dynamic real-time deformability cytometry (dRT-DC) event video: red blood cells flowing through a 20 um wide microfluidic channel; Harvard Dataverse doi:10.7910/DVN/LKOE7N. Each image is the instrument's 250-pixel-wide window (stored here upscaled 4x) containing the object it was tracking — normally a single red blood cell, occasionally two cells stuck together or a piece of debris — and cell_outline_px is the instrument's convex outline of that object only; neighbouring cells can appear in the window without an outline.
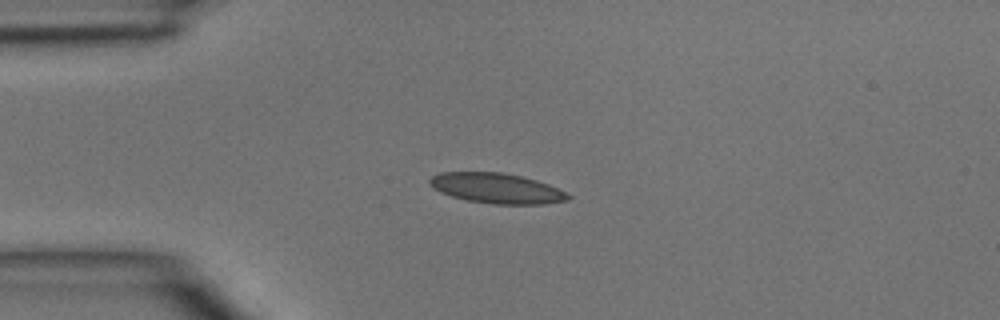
{"species": "common noctule bat (a hibernating species)", "species_latin": "Nyctalus noctula", "temperature_condition": "room temperature", "stored_images_in_passage": 36, "camera_frame_rate_fps": 3000, "um_per_image_px": 0.085, "animal": {"sex": "male", "body_mass_g": 15.6}, "frame": {"image": 1, "passage_image": 1, "time_ms": 0.0, "image_size_px": [1000, 320], "cell_outline_px": [[572, 196], [568, 200], [544, 204], [492, 204], [468, 200], [452, 196], [440, 192], [432, 188], [428, 184], [428, 180], [432, 176], [440, 172], [500, 172], [520, 176], [536, 180], [548, 184], [568, 192]], "centroid_in_image_um": [42.21, 16.0], "position_along_channel_um": 42.8, "area_um2": 24.45}}
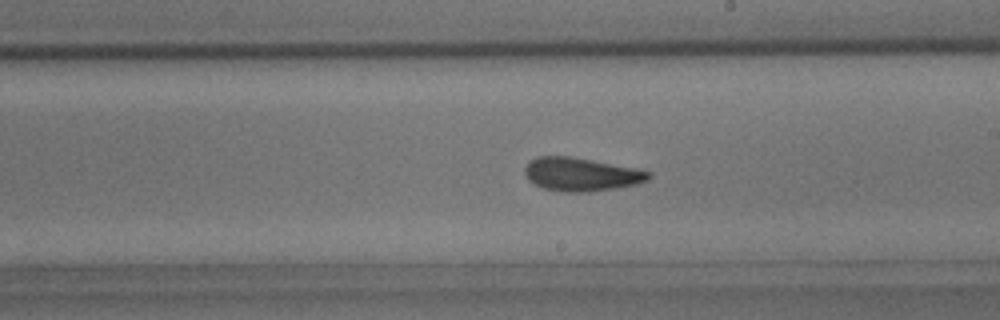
{"frame": {"image": 2, "passage_image": 16, "time_ms": 5.0, "image_size_px": [1000, 320], "cell_outline_px": [[652, 176], [648, 180], [636, 184], [616, 188], [588, 192], [564, 192], [544, 188], [528, 180], [524, 172], [524, 168], [536, 156], [568, 156], [636, 168], [652, 172]], "centroid_in_image_um": [49.41, 14.82], "position_along_channel_um": 239.6, "area_um2": 23.99}}
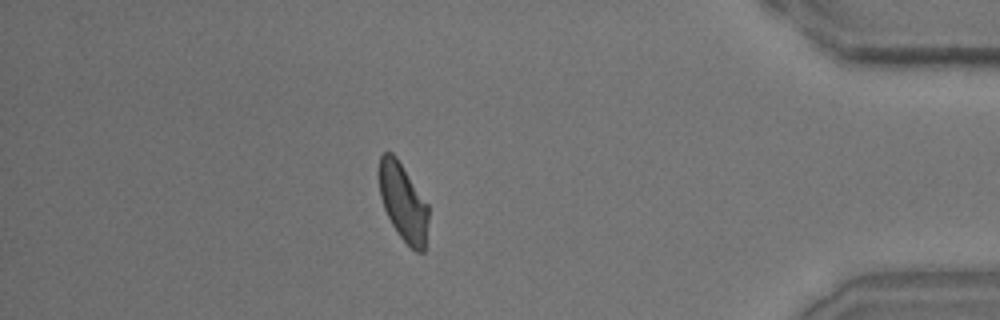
{"frame": {"image": 3, "passage_image": 30, "time_ms": 9.667, "image_size_px": [1000, 320], "cell_outline_px": [[428, 220], [424, 252], [416, 252], [400, 236], [392, 224], [384, 208], [380, 196], [380, 156], [384, 152], [392, 152], [396, 156], [428, 204]], "centroid_in_image_um": [34.28, 17.19], "position_along_channel_um": 400.9, "area_um2": 21.91}}